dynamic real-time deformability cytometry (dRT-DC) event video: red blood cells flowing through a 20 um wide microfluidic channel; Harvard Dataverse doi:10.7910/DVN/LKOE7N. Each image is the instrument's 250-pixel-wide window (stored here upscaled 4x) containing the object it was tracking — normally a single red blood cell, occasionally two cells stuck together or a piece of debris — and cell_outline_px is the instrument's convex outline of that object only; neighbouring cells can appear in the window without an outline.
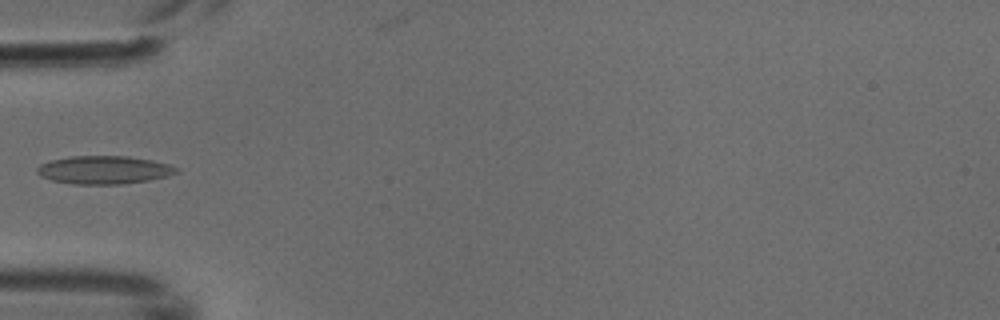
{"species": "common noctule bat (a hibernating species)", "species_latin": "Nyctalus noctula", "temperature_condition": "cold", "stored_images_in_passage": 7, "camera_frame_rate_fps": 3000, "um_per_image_px": 0.085, "animal": {"sex": "male", "body_mass_g": 18.8}, "frame": {"image": 1, "passage_image": 5, "time_ms": 1.333, "image_size_px": [1000, 320], "cell_outline_px": [[180, 172], [148, 180], [120, 184], [72, 184], [52, 180], [40, 176], [36, 172], [36, 168], [40, 164], [48, 160], [68, 156], [128, 156], [152, 160], [168, 164], [176, 168]], "centroid_in_image_um": [8.77, 14.43], "position_along_channel_um": 76.2, "area_um2": 22.83}}
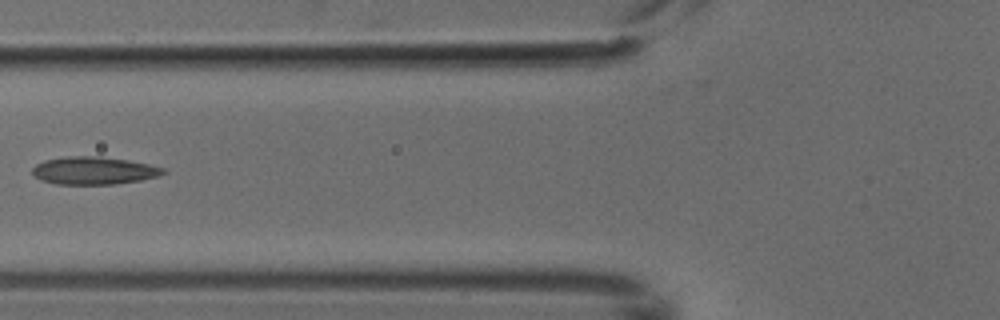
{"frame": {"image": 2, "passage_image": 6, "time_ms": 1.667, "image_size_px": [1000, 320], "cell_outline_px": [[168, 172], [160, 176], [140, 180], [116, 184], [56, 184], [40, 180], [32, 172], [32, 168], [36, 164], [44, 160], [68, 156], [100, 156], [128, 160], [148, 164], [164, 168]], "centroid_in_image_um": [7.99, 14.5], "position_along_channel_um": 117.8, "area_um2": 21.21}}
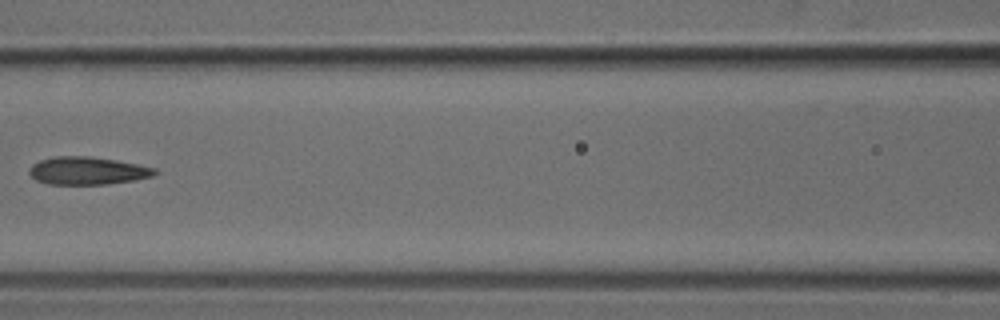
{"frame": {"image": 3, "passage_image": 7, "time_ms": 2.0, "image_size_px": [1000, 320], "cell_outline_px": [[160, 172], [152, 176], [136, 180], [104, 184], [48, 184], [36, 180], [28, 172], [28, 168], [32, 164], [40, 160], [56, 156], [88, 156], [116, 160], [156, 168]], "centroid_in_image_um": [7.43, 14.51], "position_along_channel_um": 159.2, "area_um2": 20.35}}